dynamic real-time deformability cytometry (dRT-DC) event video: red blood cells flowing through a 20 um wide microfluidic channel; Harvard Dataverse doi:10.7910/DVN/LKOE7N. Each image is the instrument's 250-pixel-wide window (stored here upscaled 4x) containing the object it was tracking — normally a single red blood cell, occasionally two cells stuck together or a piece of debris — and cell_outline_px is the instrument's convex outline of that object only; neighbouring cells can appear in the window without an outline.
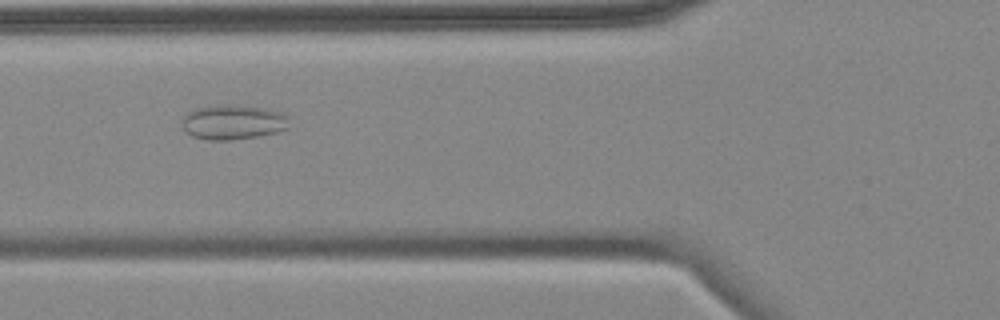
{"species": "common noctule bat (a hibernating species)", "species_latin": "Nyctalus noctula", "temperature_condition": "cold", "stored_images_in_passage": 9, "camera_frame_rate_fps": 3000, "um_per_image_px": 0.085, "animal": {"sex": "female", "body_mass_g": 18.4}, "frame": {"image": 1, "passage_image": 6, "time_ms": 6.333, "image_size_px": [1000, 320], "cell_outline_px": [[288, 128], [280, 132], [232, 140], [208, 140], [192, 136], [180, 124], [180, 120], [188, 112], [196, 108], [224, 104], [236, 104], [268, 108], [284, 112], [288, 116]], "centroid_in_image_um": [19.84, 10.36], "position_along_channel_um": 106.0, "area_um2": 22.14}}
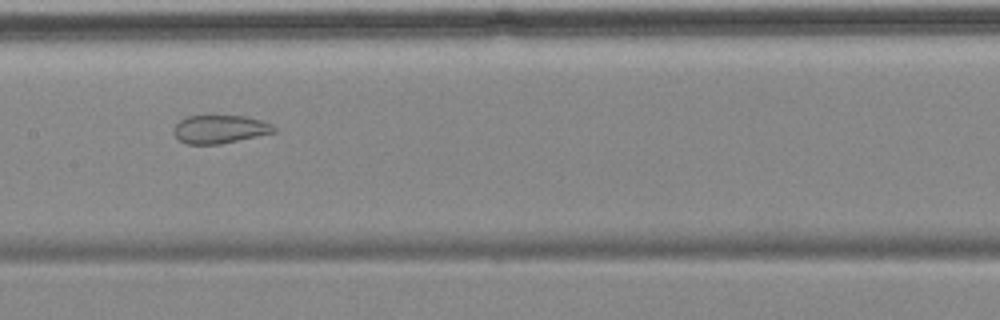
{"frame": {"image": 2, "passage_image": 8, "time_ms": 8.667, "image_size_px": [1000, 320], "cell_outline_px": [[276, 132], [220, 144], [188, 144], [180, 140], [172, 132], [176, 124], [180, 120], [188, 116], [244, 116], [260, 120], [272, 124], [276, 128]], "centroid_in_image_um": [18.69, 10.98], "position_along_channel_um": 188.7, "area_um2": 16.36}}
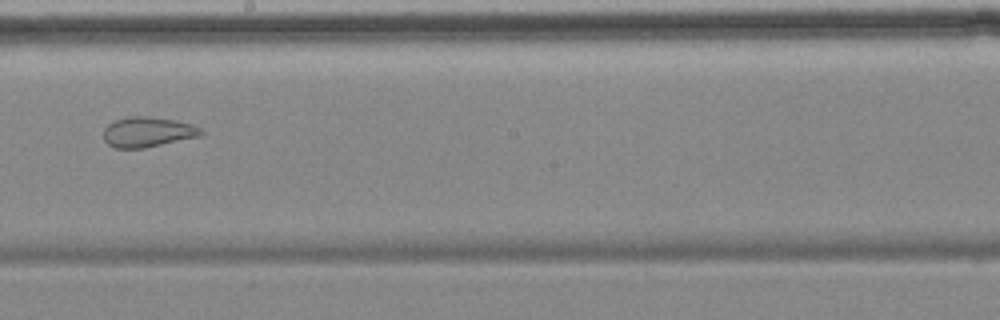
{"frame": {"image": 3, "passage_image": 9, "time_ms": 10.0, "image_size_px": [1000, 320], "cell_outline_px": [[204, 132], [200, 136], [144, 148], [116, 148], [108, 144], [104, 140], [104, 128], [108, 124], [116, 120], [128, 116], [148, 116], [176, 120], [192, 124], [200, 128]], "centroid_in_image_um": [12.55, 11.21], "position_along_channel_um": 235.6, "area_um2": 17.11}}